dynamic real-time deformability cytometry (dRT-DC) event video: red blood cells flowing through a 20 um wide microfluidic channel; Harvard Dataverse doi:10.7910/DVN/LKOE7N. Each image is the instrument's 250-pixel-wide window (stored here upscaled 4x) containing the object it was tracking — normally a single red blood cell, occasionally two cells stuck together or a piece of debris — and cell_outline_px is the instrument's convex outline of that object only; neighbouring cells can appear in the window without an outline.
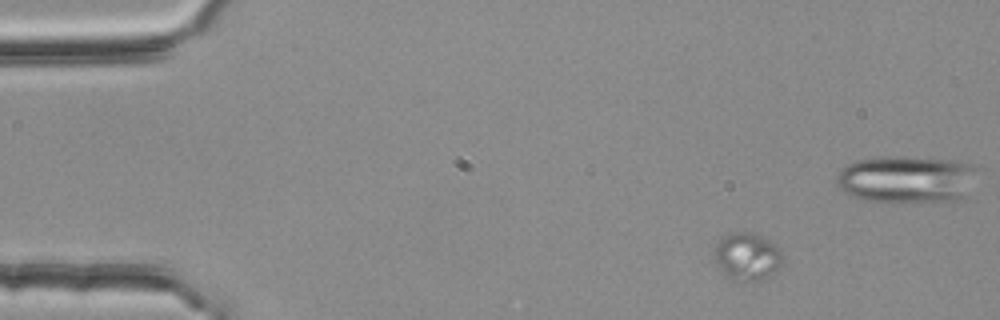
{"species": "common noctule bat (a hibernating species)", "species_latin": "Nyctalus noctula", "temperature_condition": "room temperature", "stored_images_in_passage": 8, "segment_of_instrument_passage": [2, 2], "camera_frame_rate_fps": 3000, "um_per_image_px": 0.085, "animal": {"sex": "female", "body_mass_g": 25.1}, "frame": {"image": 1, "passage_image": 8, "time_ms": 2.333, "image_size_px": [1000, 320], "cell_outline_px": [[784, 256], [780, 268], [776, 272], [760, 280], [740, 284], [724, 276], [716, 260], [712, 248], [720, 236], [732, 232], [752, 232], [776, 244], [780, 248]], "centroid_in_image_um": [63.49, 21.82], "position_along_channel_um": 21.5, "area_um2": 19.77}}